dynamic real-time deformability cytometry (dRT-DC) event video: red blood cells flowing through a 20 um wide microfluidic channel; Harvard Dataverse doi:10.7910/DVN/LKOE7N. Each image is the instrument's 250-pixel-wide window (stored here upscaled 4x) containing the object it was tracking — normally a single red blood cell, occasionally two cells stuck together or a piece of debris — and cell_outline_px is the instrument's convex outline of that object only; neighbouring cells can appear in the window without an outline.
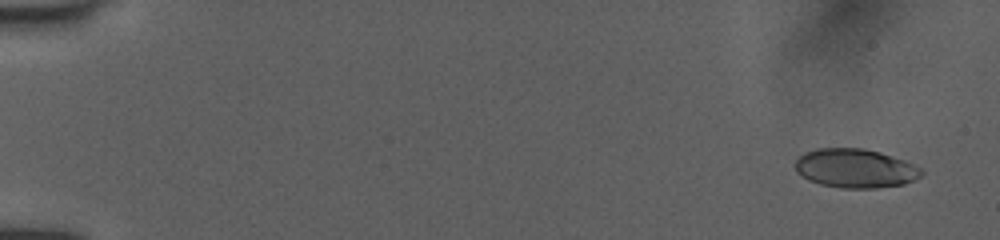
{"species": "human", "species_latin": "Homo sapiens", "temperature_condition": "room temperature", "stored_images_in_passage": 53, "camera_frame_rate_fps": 3000, "um_per_image_px": 0.085, "donor": {"sex": "female"}, "frame": {"image": 1, "passage_image": 3, "time_ms": 0.667, "image_size_px": [1000, 240], "cell_outline_px": [[924, 172], [920, 176], [904, 184], [876, 188], [844, 188], [820, 184], [808, 180], [796, 172], [796, 160], [804, 152], [816, 148], [864, 148], [880, 152], [904, 160], [920, 168]], "centroid_in_image_um": [72.68, 14.3], "position_along_channel_um": 12.3, "area_um2": 28.61}}
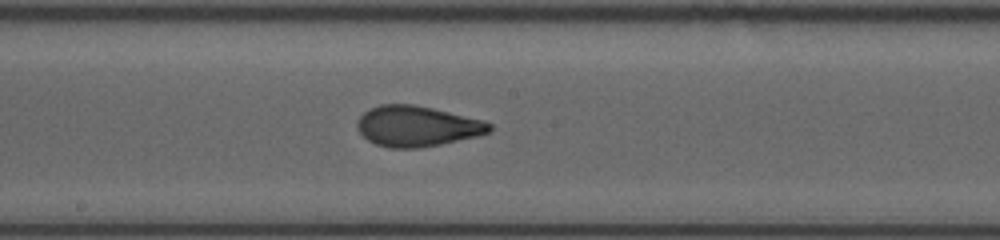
{"frame": {"image": 2, "passage_image": 30, "time_ms": 9.667, "image_size_px": [1000, 240], "cell_outline_px": [[492, 132], [476, 136], [440, 144], [420, 148], [388, 148], [376, 144], [368, 140], [356, 128], [356, 124], [360, 116], [364, 112], [380, 104], [412, 104], [432, 108], [484, 120], [492, 124]], "centroid_in_image_um": [35.45, 10.73], "position_along_channel_um": 212.7, "area_um2": 31.21}}
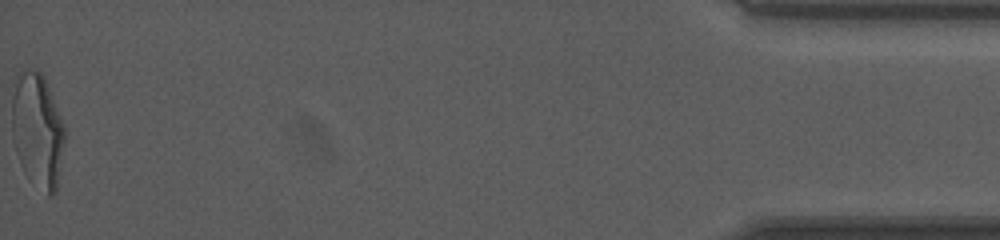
{"frame": {"image": 3, "passage_image": 53, "time_ms": 17.333, "image_size_px": [1000, 240], "cell_outline_px": [[64, 140], [56, 192], [52, 196], [48, 196], [12, 140], [12, 96], [16, 72], [20, 68], [36, 68], [44, 76], [64, 124]], "centroid_in_image_um": [3.2, 10.81], "position_along_channel_um": 432.0, "area_um2": 33.64}, "authors_computed_cell_mechanics": {"area_um2": 30.5184, "velocity_mm_per_s": 4.0125, "shape_relaxation_time_tau1_ms": 5.9354, "shape_relaxation_time_tau2_ms": 1.0871, "deformation_change_tau1": 0.1976, "deformation_change_tau2": 0.0618}}